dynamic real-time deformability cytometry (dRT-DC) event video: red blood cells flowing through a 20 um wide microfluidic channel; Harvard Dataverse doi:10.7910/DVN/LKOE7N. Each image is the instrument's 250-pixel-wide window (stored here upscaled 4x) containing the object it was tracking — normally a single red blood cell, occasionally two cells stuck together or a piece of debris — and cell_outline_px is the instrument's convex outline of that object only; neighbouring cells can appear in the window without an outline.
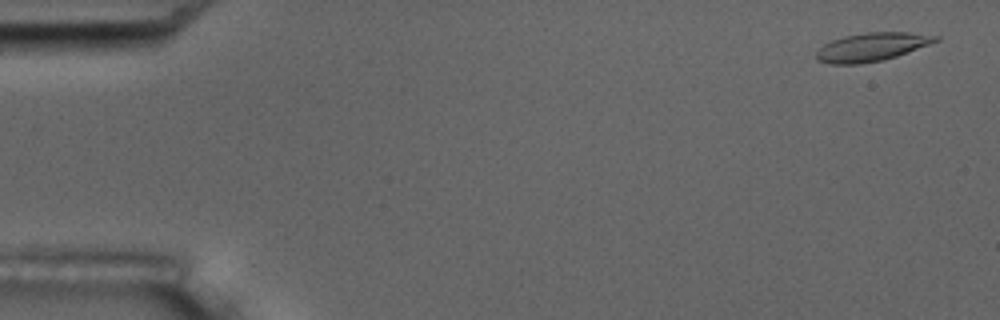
{"species": "common noctule bat (a hibernating species)", "species_latin": "Nyctalus noctula", "temperature_condition": "room temperature", "stored_images_in_passage": 5, "camera_frame_rate_fps": 3000, "um_per_image_px": 0.085, "animal": {"sex": "male", "body_mass_g": 17.5, "forearm_length_mm": 52.3}, "frame": {"image": 1, "passage_image": 1, "time_ms": 0.0, "image_size_px": [1000, 320], "cell_outline_px": [[940, 40], [896, 56], [880, 60], [860, 64], [828, 64], [816, 60], [816, 52], [824, 44], [832, 40], [844, 36], [864, 32], [908, 32], [940, 36]], "centroid_in_image_um": [74.07, 3.99], "position_along_channel_um": 10.9, "area_um2": 19.65}}
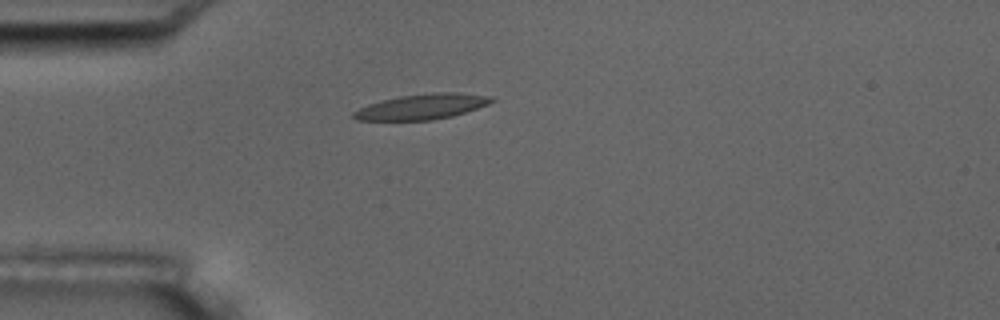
{"frame": {"image": 2, "passage_image": 4, "time_ms": 4.333, "image_size_px": [1000, 320], "cell_outline_px": [[496, 100], [488, 104], [452, 116], [432, 120], [356, 120], [352, 116], [352, 112], [368, 104], [380, 100], [400, 96], [432, 92], [460, 92], [496, 96]], "centroid_in_image_um": [35.9, 9.05], "position_along_channel_um": 49.1, "area_um2": 20.58}}